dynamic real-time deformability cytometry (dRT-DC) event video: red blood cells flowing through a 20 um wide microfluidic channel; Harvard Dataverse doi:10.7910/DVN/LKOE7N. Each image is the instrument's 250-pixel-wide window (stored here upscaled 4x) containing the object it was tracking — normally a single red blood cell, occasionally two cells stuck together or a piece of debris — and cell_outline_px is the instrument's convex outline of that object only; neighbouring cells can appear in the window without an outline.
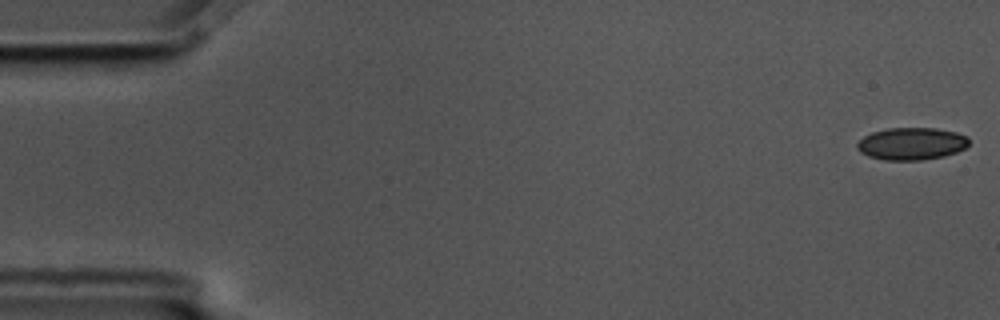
{"species": "common noctule bat (a hibernating species)", "species_latin": "Nyctalus noctula", "temperature_condition": "cold", "stored_images_in_passage": 56, "camera_frame_rate_fps": 3000, "um_per_image_px": 0.085, "animal": {"sex": "male", "body_mass_g": 17.5, "forearm_length_mm": 52.3}, "frame": {"image": 1, "passage_image": 1, "time_ms": 0.0, "image_size_px": [1000, 320], "cell_outline_px": [[968, 144], [964, 148], [956, 152], [944, 156], [920, 160], [884, 160], [868, 156], [860, 152], [856, 148], [856, 144], [864, 136], [872, 132], [888, 128], [936, 128], [956, 132], [968, 136]], "centroid_in_image_um": [77.46, 12.21], "position_along_channel_um": 7.5, "area_um2": 21.1}}
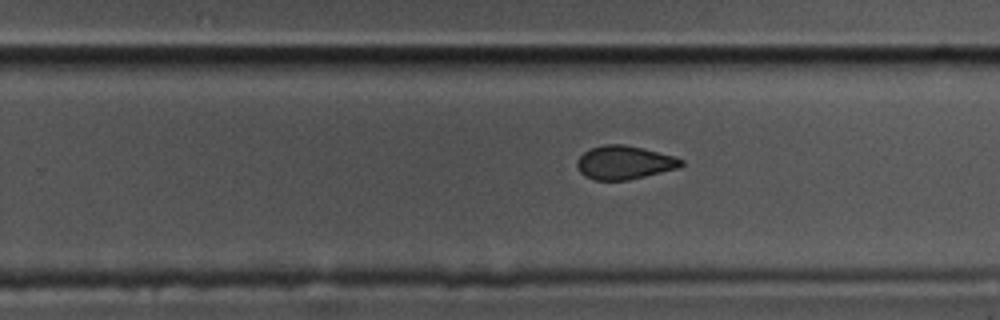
{"frame": {"image": 2, "passage_image": 35, "time_ms": 11.333, "image_size_px": [1000, 320], "cell_outline_px": [[684, 164], [680, 168], [628, 180], [596, 180], [584, 176], [580, 172], [576, 164], [576, 160], [584, 152], [592, 148], [604, 144], [624, 144], [644, 148], [676, 156], [684, 160]], "centroid_in_image_um": [53.1, 13.81], "position_along_channel_um": 276.7, "area_um2": 20.58}}
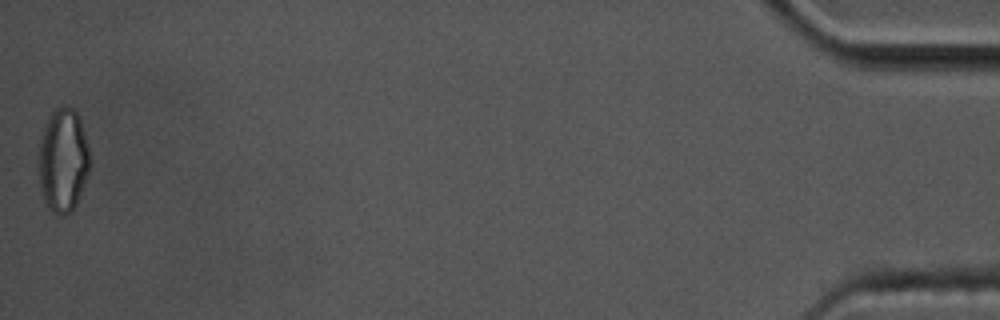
{"frame": {"image": 3, "passage_image": 56, "time_ms": 18.333, "image_size_px": [1000, 320], "cell_outline_px": [[92, 164], [76, 204], [72, 212], [64, 216], [60, 216], [52, 212], [48, 208], [44, 200], [40, 188], [36, 168], [36, 152], [40, 136], [44, 124], [52, 112], [56, 108], [64, 104], [72, 108], [76, 112], [80, 120], [84, 132], [92, 160]], "centroid_in_image_um": [5.32, 13.63], "position_along_channel_um": 429.9, "area_um2": 32.19}, "authors_computed_cell_mechanics": {"area_um2": 21.5016, "velocity_mm_per_s": 3.5726, "shape_relaxation_time_tau1_ms": 5.6608, "shape_relaxation_time_tau2_ms": 3.4326, "deformation_change_tau1": 0.105, "deformation_change_tau2": 0.0906}}